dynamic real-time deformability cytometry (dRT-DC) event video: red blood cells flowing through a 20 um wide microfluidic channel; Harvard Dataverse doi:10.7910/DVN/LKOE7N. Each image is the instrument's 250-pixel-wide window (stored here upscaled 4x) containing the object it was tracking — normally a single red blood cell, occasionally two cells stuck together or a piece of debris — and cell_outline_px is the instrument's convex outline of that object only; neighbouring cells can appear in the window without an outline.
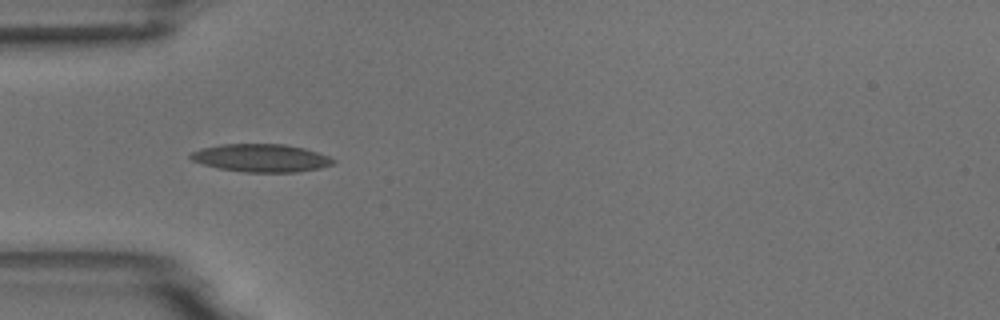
{"species": "common noctule bat (a hibernating species)", "species_latin": "Nyctalus noctula", "temperature_condition": "room temperature", "stored_images_in_passage": 6, "camera_frame_rate_fps": 3000, "um_per_image_px": 0.085, "animal": {"sex": "male", "body_mass_g": 18.8}, "frame": {"image": 1, "passage_image": 5, "time_ms": 4.667, "image_size_px": [1000, 320], "cell_outline_px": [[336, 160], [332, 164], [320, 168], [296, 172], [244, 172], [220, 168], [204, 164], [192, 160], [188, 156], [192, 152], [200, 148], [220, 144], [284, 144], [304, 148], [328, 156]], "centroid_in_image_um": [22.18, 13.42], "position_along_channel_um": 62.8, "area_um2": 23.06}}